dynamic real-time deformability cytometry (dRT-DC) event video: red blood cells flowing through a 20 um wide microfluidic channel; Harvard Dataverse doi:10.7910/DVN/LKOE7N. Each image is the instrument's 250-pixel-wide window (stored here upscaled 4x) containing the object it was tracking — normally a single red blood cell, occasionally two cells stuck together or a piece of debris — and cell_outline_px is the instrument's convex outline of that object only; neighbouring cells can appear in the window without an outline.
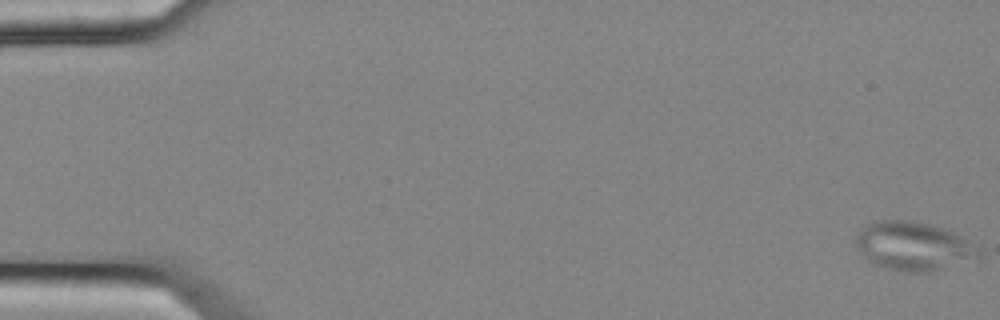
{"species": "common noctule bat (a hibernating species)", "species_latin": "Nyctalus noctula", "temperature_condition": "cold", "stored_images_in_passage": 6, "camera_frame_rate_fps": 3000, "um_per_image_px": 0.085, "animal": {"sex": "female", "body_mass_g": 25.1}, "frame": {"image": 1, "passage_image": 1, "time_ms": 0.0, "image_size_px": [1000, 320], "cell_outline_px": [[984, 256], [980, 260], [932, 272], [908, 272], [888, 268], [876, 264], [856, 248], [852, 240], [860, 228], [876, 220], [908, 220], [928, 224], [952, 232], [980, 244], [984, 252]], "centroid_in_image_um": [77.77, 20.94], "position_along_channel_um": 7.2, "area_um2": 35.78}}